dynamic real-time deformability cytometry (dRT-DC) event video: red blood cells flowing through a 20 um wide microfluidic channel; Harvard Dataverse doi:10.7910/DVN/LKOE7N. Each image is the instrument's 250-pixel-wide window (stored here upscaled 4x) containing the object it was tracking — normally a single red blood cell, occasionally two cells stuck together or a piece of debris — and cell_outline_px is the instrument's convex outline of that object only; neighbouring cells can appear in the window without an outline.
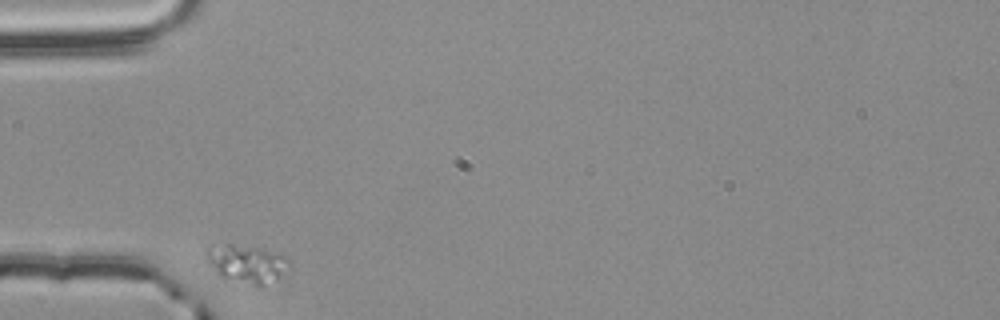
{"species": "common noctule bat (a hibernating species)", "species_latin": "Nyctalus noctula", "temperature_condition": "room temperature", "stored_images_in_passage": 33, "camera_frame_rate_fps": 3000, "um_per_image_px": 0.085, "animal": {"sex": "male", "body_mass_g": 20.4}, "frame": {"image": 1, "passage_image": 1, "time_ms": 0.0, "image_size_px": [1000, 320], "cell_outline_px": [[288, 260], [276, 280], [256, 288], [220, 276], [216, 272], [208, 260], [208, 248], [228, 244], [232, 244], [264, 248], [288, 256]], "centroid_in_image_um": [20.99, 22.43], "position_along_channel_um": 64.0, "area_um2": 17.92}}
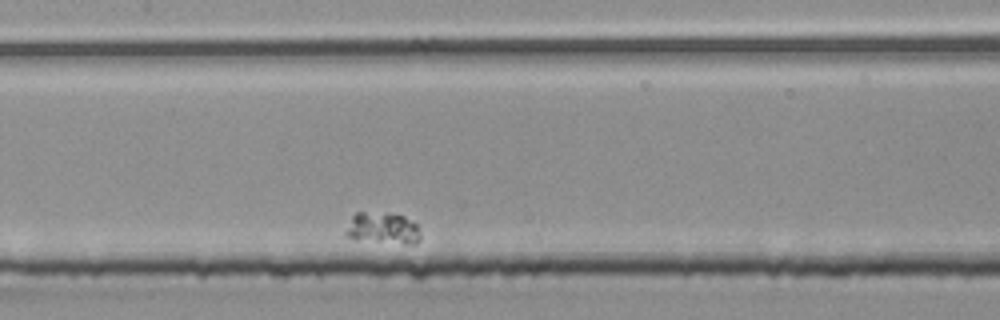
{"frame": {"image": 2, "passage_image": 13, "time_ms": 4.0, "image_size_px": [1000, 320], "cell_outline_px": [[420, 240], [416, 244], [408, 244], [376, 240], [348, 236], [344, 232], [352, 216], [356, 212], [388, 212], [404, 216], [416, 224], [420, 236]], "centroid_in_image_um": [32.57, 19.35], "position_along_channel_um": 174.8, "area_um2": 13.35}}
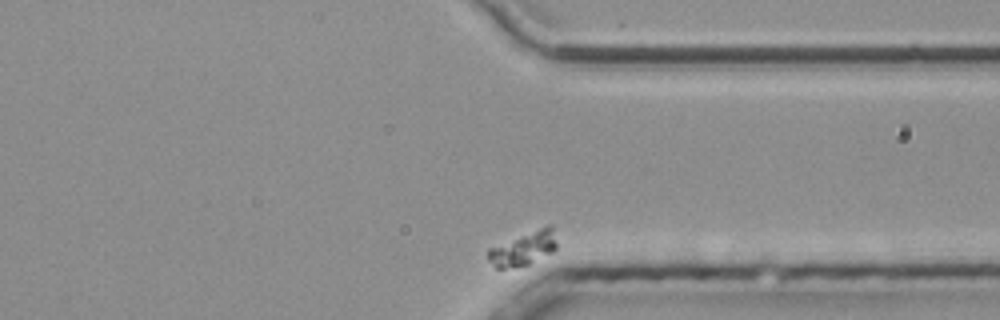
{"frame": {"image": 3, "passage_image": 33, "time_ms": 10.667, "image_size_px": [1000, 320], "cell_outline_px": [[556, 248], [552, 252], [528, 264], [504, 268], [496, 268], [488, 260], [488, 248], [548, 224], [552, 224], [556, 244]], "centroid_in_image_um": [44.49, 21.1], "position_along_channel_um": 366.9, "area_um2": 13.29}}